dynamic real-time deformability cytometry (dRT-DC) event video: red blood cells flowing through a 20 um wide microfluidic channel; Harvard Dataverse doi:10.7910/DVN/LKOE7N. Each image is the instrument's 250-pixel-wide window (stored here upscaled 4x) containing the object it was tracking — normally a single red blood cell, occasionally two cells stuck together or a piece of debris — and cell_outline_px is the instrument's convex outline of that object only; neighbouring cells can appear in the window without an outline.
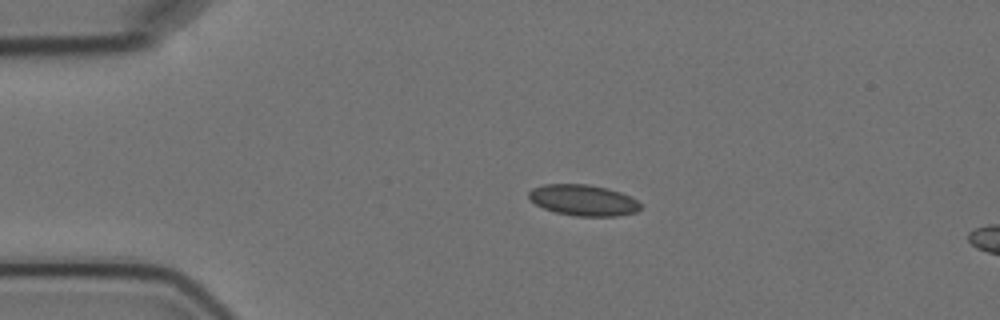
{"species": "Egyptian fruit bat (a non-hibernating species)", "species_latin": "Rousettus aegyptiacus", "temperature_condition": "cold", "stored_images_in_passage": 3, "segment_of_instrument_passage": [1, 2], "camera_frame_rate_fps": 3000, "um_per_image_px": 0.085, "animal": {"sex": "female"}, "frame": {"image": 1, "passage_image": 1, "time_ms": 0.0, "image_size_px": [1000, 320], "cell_outline_px": [[640, 208], [636, 212], [616, 216], [576, 216], [556, 212], [544, 208], [536, 204], [528, 196], [528, 192], [532, 188], [544, 184], [588, 184], [608, 188], [632, 196], [640, 204]], "centroid_in_image_um": [49.59, 17.01], "position_along_channel_um": 35.4, "area_um2": 20.17}}